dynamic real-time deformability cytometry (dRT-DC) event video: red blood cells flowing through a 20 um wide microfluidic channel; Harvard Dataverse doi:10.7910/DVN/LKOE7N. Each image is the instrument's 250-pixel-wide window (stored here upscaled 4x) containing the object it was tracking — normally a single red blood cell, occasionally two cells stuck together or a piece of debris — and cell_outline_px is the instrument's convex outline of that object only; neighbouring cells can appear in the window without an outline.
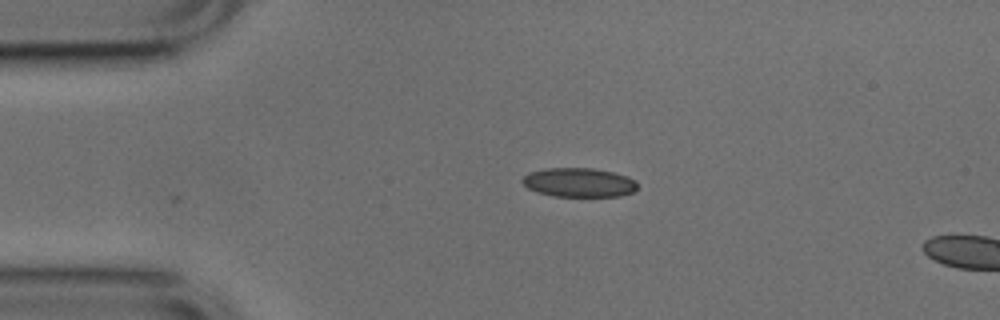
{"species": "common noctule bat (a hibernating species)", "species_latin": "Nyctalus noctula", "temperature_condition": "cold", "stored_images_in_passage": 4, "camera_frame_rate_fps": 3000, "um_per_image_px": 0.085, "animal": {"sex": "male", "body_mass_g": 17.9, "forearm_length_mm": 54.2}, "frame": {"image": 1, "passage_image": 1, "time_ms": 0.0, "image_size_px": [1000, 320], "cell_outline_px": [[636, 188], [632, 192], [620, 196], [552, 196], [536, 192], [528, 188], [520, 180], [528, 172], [548, 168], [592, 168], [612, 172], [628, 176], [636, 180]], "centroid_in_image_um": [49.19, 15.51], "position_along_channel_um": 35.8, "area_um2": 19.54}}